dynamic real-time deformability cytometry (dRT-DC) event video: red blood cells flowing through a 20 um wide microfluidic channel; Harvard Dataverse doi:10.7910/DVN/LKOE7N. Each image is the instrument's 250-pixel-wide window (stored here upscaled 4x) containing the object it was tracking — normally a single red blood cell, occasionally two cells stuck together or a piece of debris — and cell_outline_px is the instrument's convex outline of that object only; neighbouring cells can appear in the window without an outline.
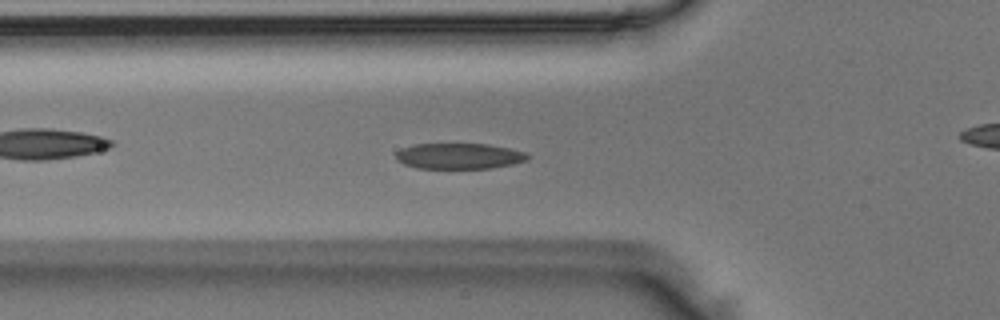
{"species": "Egyptian fruit bat (a non-hibernating species)", "species_latin": "Rousettus aegyptiacus", "temperature_condition": "room temperature", "stored_images_in_passage": 51, "camera_frame_rate_fps": 3000, "um_per_image_px": 0.085, "animal": {"sex": "male"}, "frame": {"image": 1, "passage_image": 17, "time_ms": 5.333, "image_size_px": [1000, 320], "cell_outline_px": [[528, 156], [524, 160], [512, 164], [492, 168], [416, 168], [404, 164], [396, 160], [396, 152], [400, 148], [412, 144], [488, 144], [508, 148], [524, 152]], "centroid_in_image_um": [38.94, 13.26], "position_along_channel_um": 86.9, "area_um2": 19.65}}
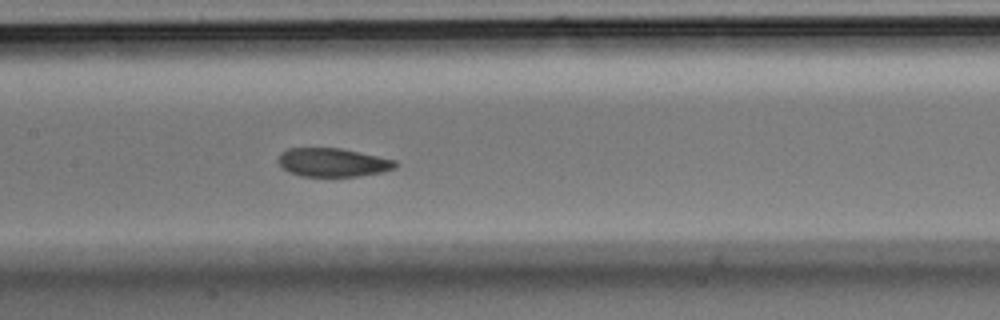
{"frame": {"image": 2, "passage_image": 24, "time_ms": 7.667, "image_size_px": [1000, 320], "cell_outline_px": [[396, 168], [380, 172], [360, 176], [300, 176], [288, 172], [276, 160], [280, 152], [288, 148], [340, 148], [396, 160]], "centroid_in_image_um": [28.24, 13.8], "position_along_channel_um": 179.2, "area_um2": 19.48}}
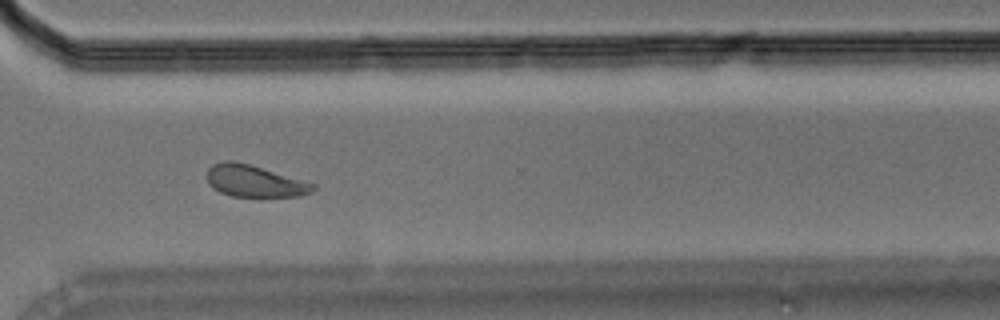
{"frame": {"image": 3, "passage_image": 37, "time_ms": 12.0, "image_size_px": [1000, 320], "cell_outline_px": [[316, 188], [312, 192], [300, 196], [232, 196], [220, 192], [212, 188], [208, 184], [208, 168], [212, 164], [224, 160], [232, 160], [248, 164], [316, 184]], "centroid_in_image_um": [21.61, 15.39], "position_along_channel_um": 349.0, "area_um2": 19.48}}